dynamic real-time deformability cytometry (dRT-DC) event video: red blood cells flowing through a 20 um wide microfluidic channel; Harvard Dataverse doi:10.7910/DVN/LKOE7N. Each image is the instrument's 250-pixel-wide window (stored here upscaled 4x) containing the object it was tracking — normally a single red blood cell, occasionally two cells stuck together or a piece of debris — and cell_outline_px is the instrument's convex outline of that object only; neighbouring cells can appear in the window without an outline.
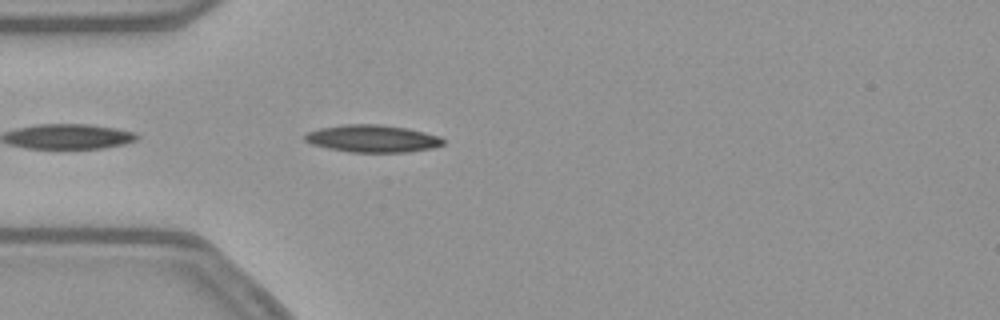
{"species": "common noctule bat (a hibernating species)", "species_latin": "Nyctalus noctula", "temperature_condition": "warm", "stored_images_in_passage": 14, "camera_frame_rate_fps": 3000, "um_per_image_px": 0.085, "animal": {"sex": "female", "body_mass_g": 21.9}, "frame": {"image": 1, "passage_image": 1, "time_ms": 0.0, "image_size_px": [1000, 320], "cell_outline_px": [[444, 144], [432, 148], [408, 152], [348, 152], [328, 148], [312, 144], [304, 140], [304, 136], [308, 132], [320, 128], [344, 124], [380, 124], [408, 128], [440, 136], [444, 140]], "centroid_in_image_um": [31.67, 11.78], "position_along_channel_um": 53.3, "area_um2": 22.08}}
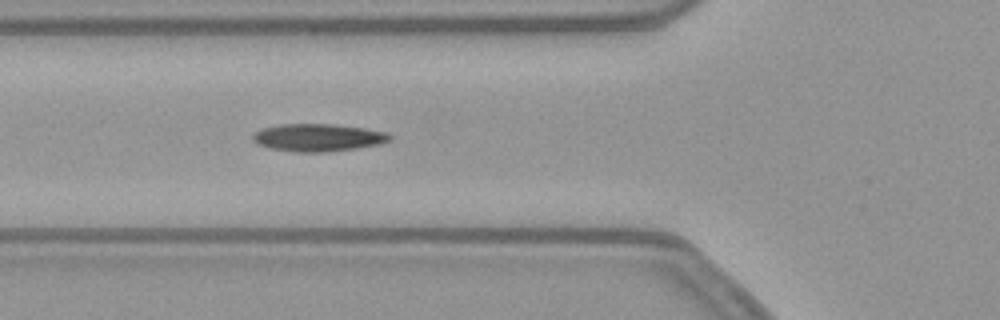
{"frame": {"image": 2, "passage_image": 5, "time_ms": 1.333, "image_size_px": [1000, 320], "cell_outline_px": [[392, 140], [380, 144], [356, 148], [324, 152], [296, 152], [272, 148], [260, 144], [252, 140], [252, 136], [256, 132], [264, 128], [280, 124], [332, 124], [364, 128], [388, 132], [392, 136]], "centroid_in_image_um": [27.09, 11.69], "position_along_channel_um": 98.7, "area_um2": 21.85}}
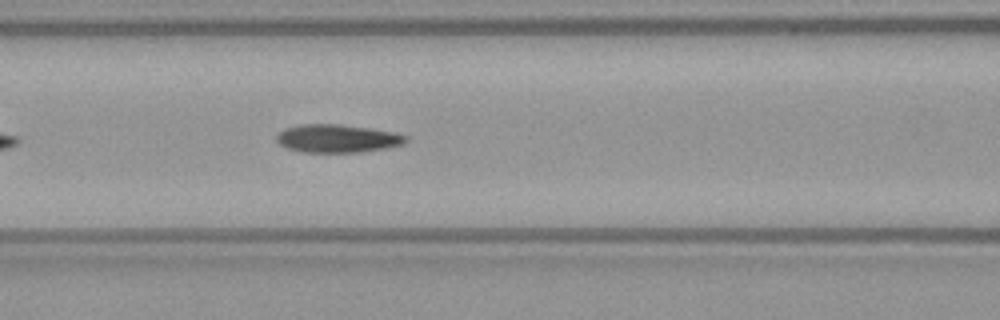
{"frame": {"image": 3, "passage_image": 8, "time_ms": 2.333, "image_size_px": [1000, 320], "cell_outline_px": [[408, 140], [404, 144], [384, 148], [360, 152], [300, 152], [288, 148], [280, 144], [276, 140], [276, 136], [284, 128], [300, 124], [340, 124], [396, 132], [408, 136]], "centroid_in_image_um": [28.68, 11.76], "position_along_channel_um": 137.9, "area_um2": 21.21}}